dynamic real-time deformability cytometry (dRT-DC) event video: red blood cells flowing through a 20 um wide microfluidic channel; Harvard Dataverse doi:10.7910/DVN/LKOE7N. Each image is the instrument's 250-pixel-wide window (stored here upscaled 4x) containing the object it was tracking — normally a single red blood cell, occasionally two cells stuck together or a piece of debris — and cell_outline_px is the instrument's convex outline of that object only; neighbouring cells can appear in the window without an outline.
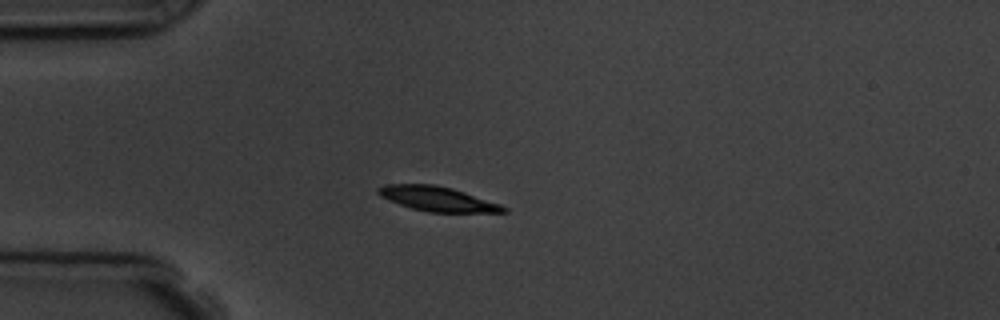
{"species": "common noctule bat (a hibernating species)", "species_latin": "Nyctalus noctula", "temperature_condition": "room temperature", "stored_images_in_passage": 4, "camera_frame_rate_fps": 3000, "um_per_image_px": 0.085, "animal": {"sex": "male", "body_mass_g": 19.5, "forearm_length_mm": 54.6}, "frame": {"image": 1, "passage_image": 4, "time_ms": 3.333, "image_size_px": [1000, 320], "cell_outline_px": [[508, 212], [428, 212], [412, 208], [400, 204], [380, 196], [376, 192], [376, 188], [384, 184], [432, 184], [452, 188], [500, 204], [508, 208]], "centroid_in_image_um": [37.16, 16.9], "position_along_channel_um": 47.8, "area_um2": 17.86}}